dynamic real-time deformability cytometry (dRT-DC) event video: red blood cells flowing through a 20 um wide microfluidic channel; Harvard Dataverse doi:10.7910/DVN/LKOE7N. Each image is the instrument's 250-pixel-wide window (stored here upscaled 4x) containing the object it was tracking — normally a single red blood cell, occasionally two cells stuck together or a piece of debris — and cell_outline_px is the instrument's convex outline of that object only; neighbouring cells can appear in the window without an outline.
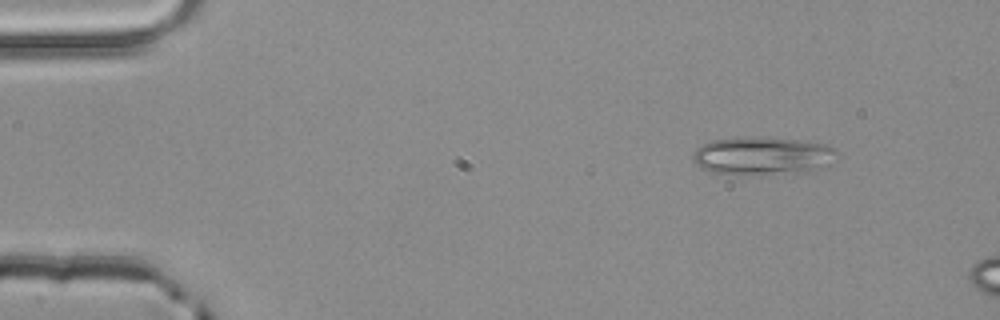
{"species": "common noctule bat (a hibernating species)", "species_latin": "Nyctalus noctula", "temperature_condition": "room temperature", "stored_images_in_passage": 3, "camera_frame_rate_fps": 3000, "um_per_image_px": 0.085, "animal": {"sex": "male", "body_mass_g": 20.4}, "frame": {"image": 1, "passage_image": 1, "time_ms": 0.0, "image_size_px": [1000, 320], "cell_outline_px": [[840, 152], [824, 168], [812, 172], [740, 176], [736, 176], [712, 172], [700, 168], [692, 160], [692, 156], [696, 148], [712, 140], [740, 136], [752, 136], [800, 140], [828, 144], [836, 148]], "centroid_in_image_um": [64.83, 13.26], "position_along_channel_um": 20.2, "area_um2": 33.12}}